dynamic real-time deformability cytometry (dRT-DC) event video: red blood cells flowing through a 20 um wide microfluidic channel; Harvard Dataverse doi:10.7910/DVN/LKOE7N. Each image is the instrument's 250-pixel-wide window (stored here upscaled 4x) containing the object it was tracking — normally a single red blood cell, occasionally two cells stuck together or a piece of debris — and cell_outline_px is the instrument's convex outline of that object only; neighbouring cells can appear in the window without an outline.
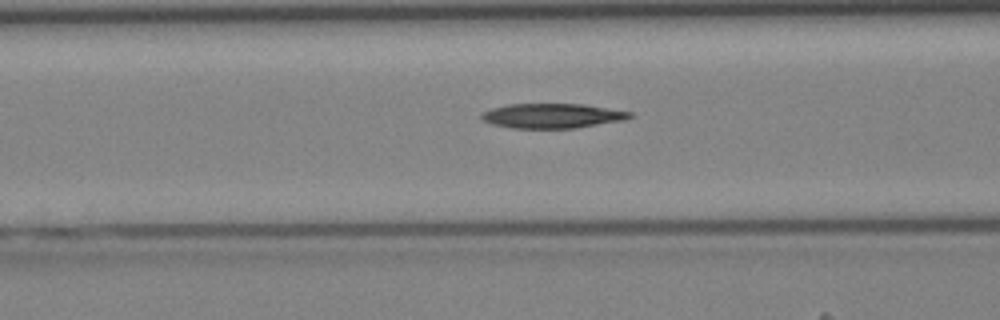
{"species": "Egyptian fruit bat (a non-hibernating species)", "species_latin": "Rousettus aegyptiacus", "temperature_condition": "cold", "stored_images_in_passage": 26, "camera_frame_rate_fps": 3000, "um_per_image_px": 0.085, "animal": {"sex": "female"}, "frame": {"image": 1, "passage_image": 8, "time_ms": 2.333, "image_size_px": [1000, 320], "cell_outline_px": [[632, 116], [624, 120], [576, 128], [512, 128], [492, 124], [484, 120], [480, 116], [484, 112], [492, 108], [508, 104], [584, 104], [632, 112]], "centroid_in_image_um": [46.95, 9.84], "position_along_channel_um": 119.6, "area_um2": 21.21}}
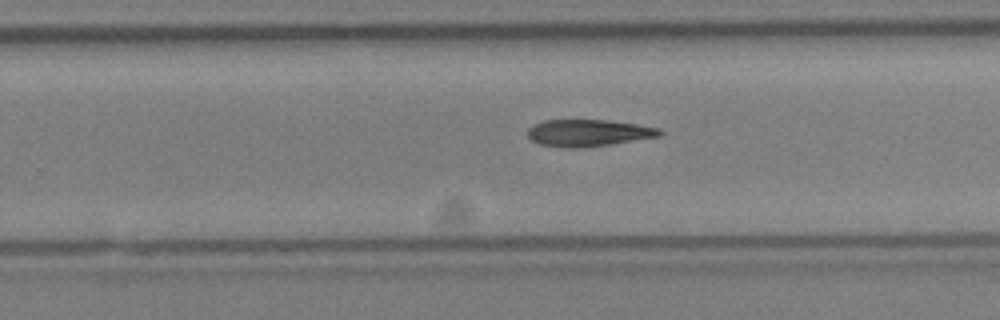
{"frame": {"image": 2, "passage_image": 18, "time_ms": 5.667, "image_size_px": [1000, 320], "cell_outline_px": [[664, 132], [660, 136], [584, 148], [568, 148], [540, 144], [532, 140], [528, 136], [528, 128], [532, 124], [544, 120], [608, 120], [636, 124], [660, 128]], "centroid_in_image_um": [50.0, 11.29], "position_along_channel_um": 279.8, "area_um2": 20.69}}
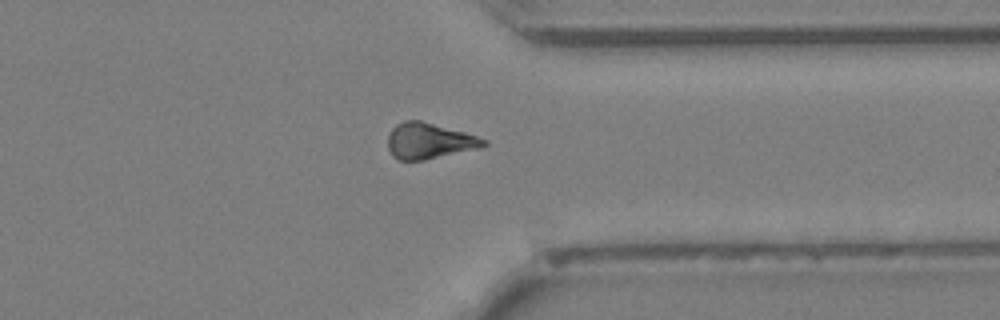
{"frame": {"image": 3, "passage_image": 24, "time_ms": 7.667, "image_size_px": [1000, 320], "cell_outline_px": [[488, 144], [480, 148], [424, 160], [400, 160], [392, 156], [388, 148], [388, 136], [392, 128], [396, 124], [404, 120], [420, 120], [464, 132], [488, 140]], "centroid_in_image_um": [36.47, 11.98], "position_along_channel_um": 374.9, "area_um2": 20.0}}